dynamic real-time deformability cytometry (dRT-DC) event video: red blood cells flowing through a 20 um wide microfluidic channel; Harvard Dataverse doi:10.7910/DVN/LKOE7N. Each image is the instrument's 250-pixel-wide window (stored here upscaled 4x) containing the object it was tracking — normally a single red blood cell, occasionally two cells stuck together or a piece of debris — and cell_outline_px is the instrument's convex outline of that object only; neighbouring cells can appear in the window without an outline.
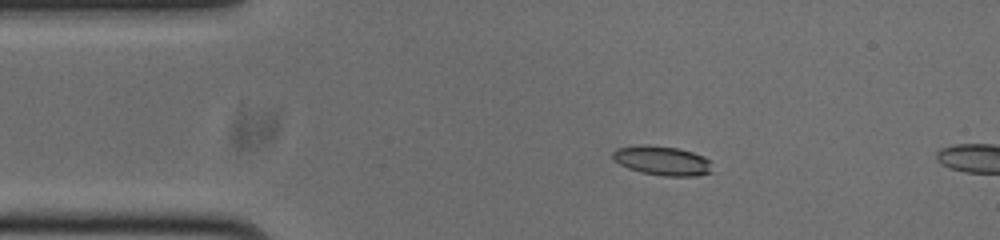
{"species": "common noctule bat (a hibernating species)", "species_latin": "Nyctalus noctula", "temperature_condition": "cold", "stored_images_in_passage": 13, "camera_frame_rate_fps": 3000, "um_per_image_px": 0.085, "animal": {"sex": "male", "body_mass_g": 20.0, "forearm_length_mm": 53.3}, "frame": {"image": 1, "passage_image": 10, "time_ms": 3.0, "image_size_px": [1000, 240], "cell_outline_px": [[712, 172], [696, 176], [664, 176], [640, 172], [628, 168], [620, 164], [612, 156], [612, 152], [616, 148], [640, 144], [644, 144], [680, 148], [704, 156], [708, 160]], "centroid_in_image_um": [56.27, 13.64], "position_along_channel_um": 28.7, "area_um2": 17.05}}